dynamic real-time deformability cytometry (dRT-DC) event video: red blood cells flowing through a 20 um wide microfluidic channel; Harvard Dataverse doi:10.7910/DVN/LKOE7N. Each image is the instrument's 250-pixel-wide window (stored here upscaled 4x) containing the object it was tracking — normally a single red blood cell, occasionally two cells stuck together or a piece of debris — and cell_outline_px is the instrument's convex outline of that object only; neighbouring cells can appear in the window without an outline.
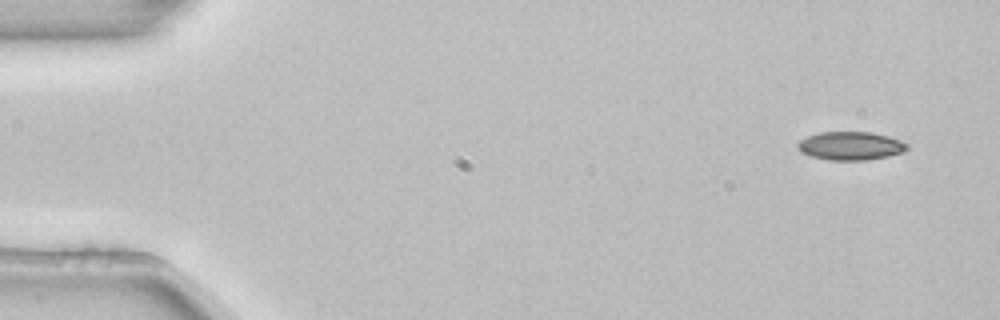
{"species": "common noctule bat (a hibernating species)", "species_latin": "Nyctalus noctula", "temperature_condition": "room temperature", "stored_images_in_passage": 3, "camera_frame_rate_fps": 3000, "um_per_image_px": 0.085, "animal": {"sex": "female", "body_mass_g": 22.7, "forearm_length_mm": 54.2}, "frame": {"image": 1, "passage_image": 1, "time_ms": 0.0, "image_size_px": [1000, 320], "cell_outline_px": [[908, 148], [904, 152], [888, 156], [868, 160], [828, 160], [812, 156], [800, 152], [796, 148], [796, 144], [800, 140], [808, 136], [820, 132], [872, 132], [888, 136], [900, 140], [908, 144]], "centroid_in_image_um": [72.29, 12.4], "position_along_channel_um": 12.7, "area_um2": 18.21}}
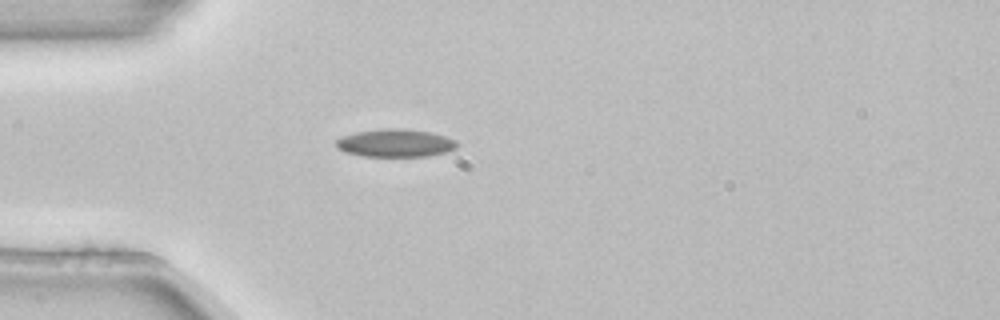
{"frame": {"image": 2, "passage_image": 3, "time_ms": 0.667, "image_size_px": [1000, 320], "cell_outline_px": [[456, 148], [444, 152], [428, 156], [360, 156], [344, 152], [336, 148], [336, 140], [340, 136], [356, 132], [384, 128], [408, 128], [432, 132], [456, 140]], "centroid_in_image_um": [33.56, 12.15], "position_along_channel_um": 51.4, "area_um2": 19.83}}